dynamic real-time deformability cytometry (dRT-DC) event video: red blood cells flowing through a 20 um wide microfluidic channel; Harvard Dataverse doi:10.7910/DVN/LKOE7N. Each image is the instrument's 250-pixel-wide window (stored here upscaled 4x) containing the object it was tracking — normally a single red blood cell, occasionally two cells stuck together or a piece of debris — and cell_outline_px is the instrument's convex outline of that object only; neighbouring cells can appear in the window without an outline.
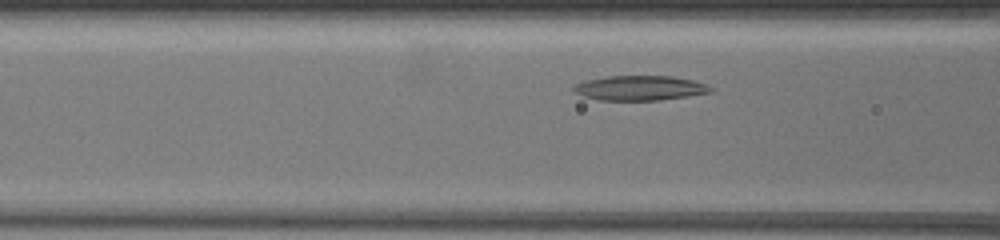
{"species": "common noctule bat (a hibernating species)", "species_latin": "Nyctalus noctula", "temperature_condition": "warm", "stored_images_in_passage": 27, "camera_frame_rate_fps": 3000, "um_per_image_px": 0.085, "animal": {"sex": "female", "body_mass_g": 19.5, "forearm_length_mm": 54.1}, "frame": {"image": 1, "passage_image": 9, "time_ms": 2.333, "image_size_px": [1000, 240], "cell_outline_px": [[712, 92], [688, 96], [656, 100], [600, 100], [584, 96], [576, 92], [572, 88], [576, 84], [584, 80], [608, 76], [672, 76], [692, 80], [704, 84], [712, 88]], "centroid_in_image_um": [54.37, 7.47], "position_along_channel_um": 112.2, "area_um2": 19.54}}
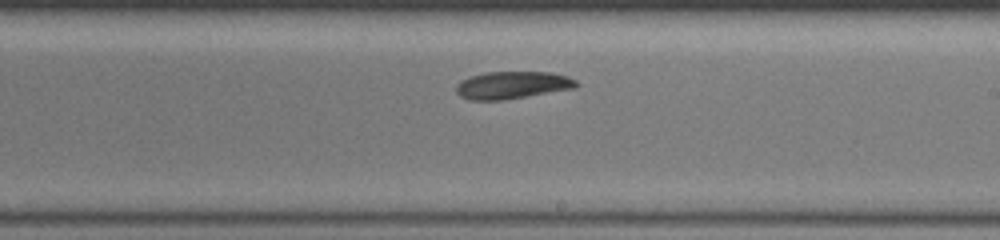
{"frame": {"image": 2, "passage_image": 20, "time_ms": 5.667, "image_size_px": [1000, 240], "cell_outline_px": [[580, 84], [576, 88], [504, 100], [468, 100], [460, 96], [456, 92], [456, 84], [460, 80], [472, 76], [488, 72], [552, 72], [568, 76], [576, 80]], "centroid_in_image_um": [43.56, 7.24], "position_along_channel_um": 245.4, "area_um2": 19.36}}
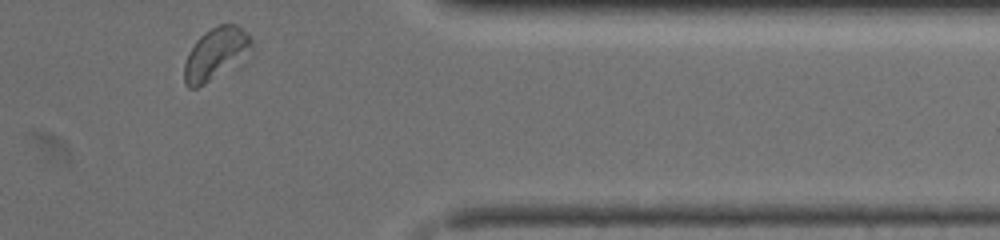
{"frame": {"image": 3, "passage_image": 27, "time_ms": 9.667, "image_size_px": [1000, 240], "cell_outline_px": [[252, 44], [204, 84], [196, 88], [188, 88], [184, 84], [184, 64], [188, 52], [196, 40], [204, 32], [216, 24], [236, 24], [252, 40]], "centroid_in_image_um": [18.17, 4.51], "position_along_channel_um": 393.2, "area_um2": 18.73}, "authors_computed_cell_mechanics": {"area_um2": 19.4208, "velocity_mm_per_s": 4.003, "shape_relaxation_time_tau1_ms": 4.587, "shape_relaxation_time_tau2_ms": 8.7056, "deformation_change_tau1": 0.1049, "deformation_change_tau2": 0.1671}}